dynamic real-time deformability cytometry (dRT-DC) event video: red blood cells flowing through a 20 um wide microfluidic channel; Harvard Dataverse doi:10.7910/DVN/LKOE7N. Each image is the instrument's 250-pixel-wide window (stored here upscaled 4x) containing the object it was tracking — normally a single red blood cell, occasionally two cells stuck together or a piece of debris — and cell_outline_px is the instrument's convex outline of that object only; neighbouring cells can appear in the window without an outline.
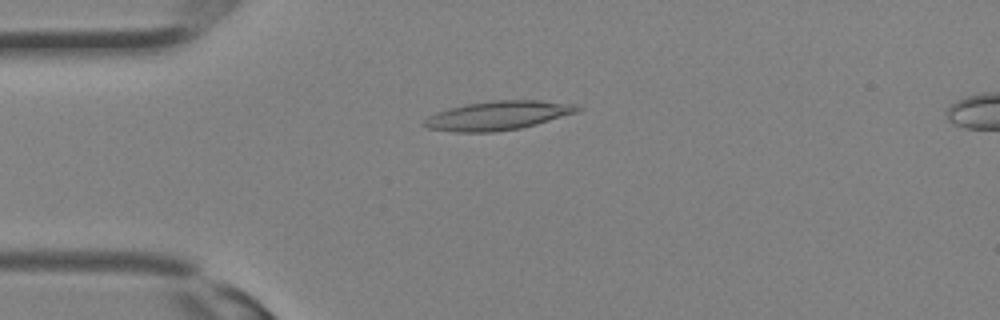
{"species": "Egyptian fruit bat (a non-hibernating species)", "species_latin": "Rousettus aegyptiacus", "temperature_condition": "room temperature", "stored_images_in_passage": 22, "camera_frame_rate_fps": 3000, "um_per_image_px": 0.085, "animal": {"sex": "female"}, "frame": {"image": 1, "passage_image": 7, "time_ms": 2.0, "image_size_px": [1000, 320], "cell_outline_px": [[584, 108], [576, 112], [536, 124], [520, 128], [496, 132], [456, 132], [428, 128], [420, 124], [428, 116], [436, 112], [448, 108], [464, 104], [492, 100], [540, 100], [576, 104]], "centroid_in_image_um": [42.3, 9.81], "position_along_channel_um": 42.7, "area_um2": 26.01}}
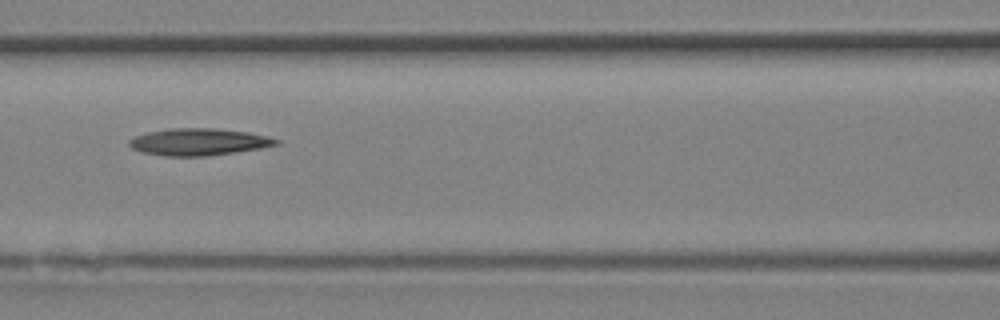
{"frame": {"image": 2, "passage_image": 13, "time_ms": 4.0, "image_size_px": [1000, 320], "cell_outline_px": [[280, 144], [260, 148], [236, 152], [208, 156], [164, 156], [144, 152], [132, 148], [128, 144], [128, 140], [136, 136], [148, 132], [168, 128], [216, 128], [248, 132], [268, 136], [280, 140]], "centroid_in_image_um": [16.91, 12.06], "position_along_channel_um": 149.7, "area_um2": 23.18}}
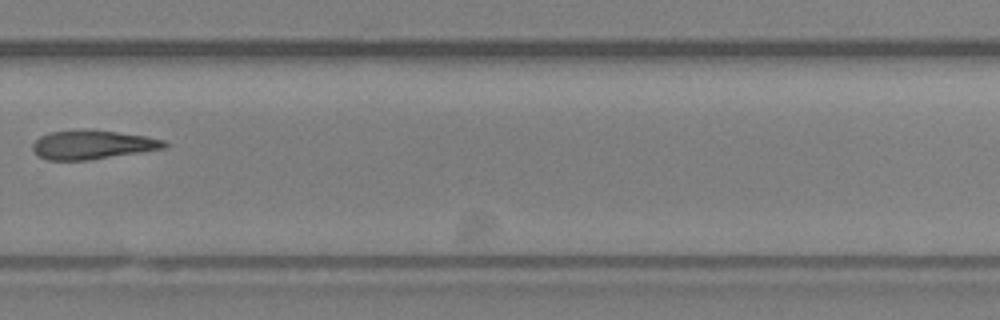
{"frame": {"image": 3, "passage_image": 21, "time_ms": 6.667, "image_size_px": [1000, 320], "cell_outline_px": [[168, 144], [164, 148], [88, 160], [48, 160], [36, 156], [32, 152], [32, 144], [40, 136], [52, 132], [116, 132], [144, 136], [164, 140]], "centroid_in_image_um": [7.81, 12.35], "position_along_channel_um": 322.0, "area_um2": 21.27}}